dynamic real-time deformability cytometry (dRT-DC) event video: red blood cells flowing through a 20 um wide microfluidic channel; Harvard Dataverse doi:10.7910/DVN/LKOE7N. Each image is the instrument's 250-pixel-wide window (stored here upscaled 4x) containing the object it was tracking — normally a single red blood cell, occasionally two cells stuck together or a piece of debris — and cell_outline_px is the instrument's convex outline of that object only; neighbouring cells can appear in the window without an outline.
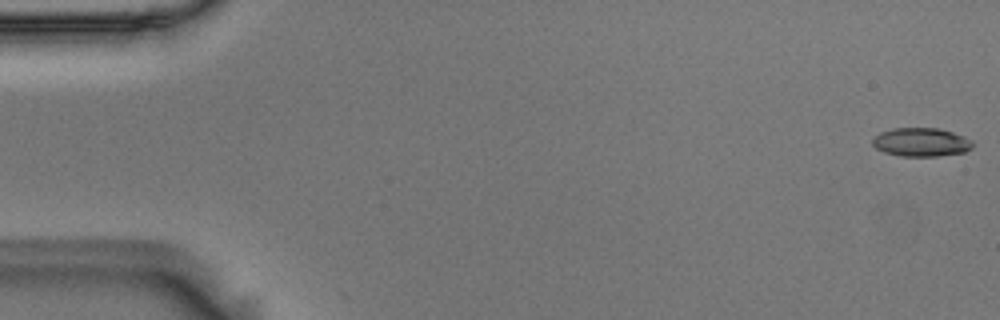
{"species": "Egyptian fruit bat (a non-hibernating species)", "species_latin": "Rousettus aegyptiacus", "temperature_condition": "room temperature", "stored_images_in_passage": 56, "camera_frame_rate_fps": 3000, "um_per_image_px": 0.085, "animal": {"sex": "male"}, "frame": {"image": 1, "passage_image": 1, "time_ms": 0.0, "image_size_px": [1000, 320], "cell_outline_px": [[972, 148], [964, 152], [936, 156], [900, 156], [884, 152], [876, 148], [872, 144], [872, 140], [880, 132], [892, 128], [940, 128], [964, 136], [972, 140]], "centroid_in_image_um": [78.29, 12.08], "position_along_channel_um": 6.7, "area_um2": 16.7}}
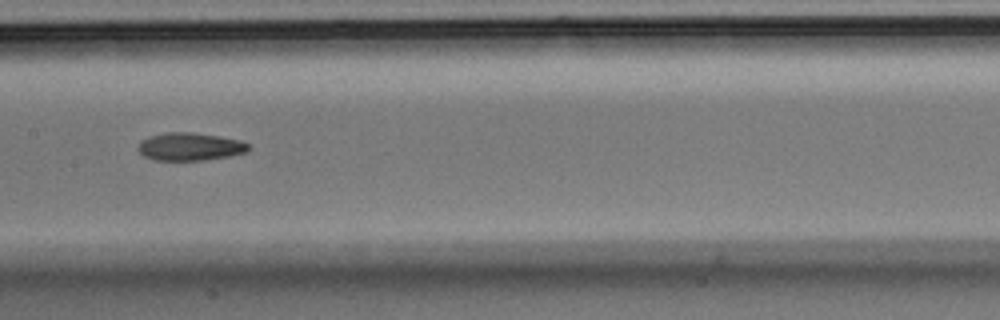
{"frame": {"image": 2, "passage_image": 28, "time_ms": 9.0, "image_size_px": [1000, 320], "cell_outline_px": [[248, 152], [228, 156], [204, 160], [152, 160], [144, 156], [136, 148], [140, 140], [148, 136], [168, 132], [192, 132], [220, 136], [240, 140], [248, 144]], "centroid_in_image_um": [16.1, 12.46], "position_along_channel_um": 191.3, "area_um2": 18.03}}
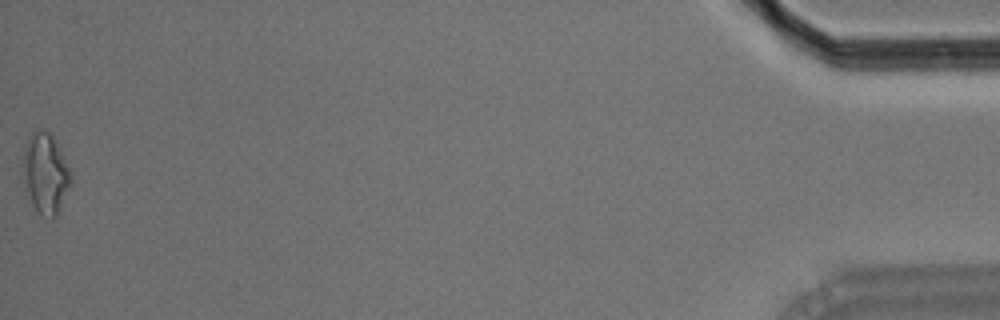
{"frame": {"image": 3, "passage_image": 56, "time_ms": 18.333, "image_size_px": [1000, 320], "cell_outline_px": [[72, 180], [60, 208], [56, 216], [52, 216], [40, 212], [32, 204], [24, 192], [24, 148], [28, 136], [36, 128], [48, 132], [52, 136], [72, 176]], "centroid_in_image_um": [3.83, 14.71], "position_along_channel_um": 431.4, "area_um2": 21.79}, "authors_computed_cell_mechanics": {"area_um2": 17.8024, "velocity_mm_per_s": 3.625, "shape_relaxation_time_tau1_ms": null, "shape_relaxation_time_tau2_ms": 5.4027, "deformation_change_tau1": null, "deformation_change_tau2": 0.1435}}